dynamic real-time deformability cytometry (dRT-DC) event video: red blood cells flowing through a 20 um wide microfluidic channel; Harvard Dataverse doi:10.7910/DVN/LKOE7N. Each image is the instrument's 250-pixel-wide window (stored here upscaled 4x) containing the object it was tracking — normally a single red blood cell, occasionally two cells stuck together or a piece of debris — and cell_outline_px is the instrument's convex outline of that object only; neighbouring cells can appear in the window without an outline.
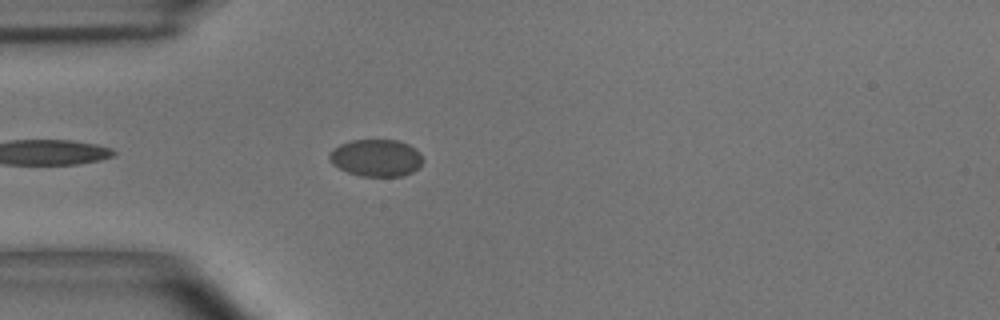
{"species": "common noctule bat (a hibernating species)", "species_latin": "Nyctalus noctula", "temperature_condition": "room temperature", "stored_images_in_passage": 8, "camera_frame_rate_fps": 3000, "um_per_image_px": 0.085, "animal": {"sex": "male", "body_mass_g": 15.6}, "frame": {"image": 1, "passage_image": 4, "time_ms": 1.0, "image_size_px": [1000, 320], "cell_outline_px": [[424, 160], [412, 172], [404, 176], [360, 176], [348, 172], [332, 164], [328, 156], [340, 144], [352, 140], [400, 140], [416, 148], [420, 152]], "centroid_in_image_um": [32.01, 13.41], "position_along_channel_um": 53.0, "area_um2": 20.17}}